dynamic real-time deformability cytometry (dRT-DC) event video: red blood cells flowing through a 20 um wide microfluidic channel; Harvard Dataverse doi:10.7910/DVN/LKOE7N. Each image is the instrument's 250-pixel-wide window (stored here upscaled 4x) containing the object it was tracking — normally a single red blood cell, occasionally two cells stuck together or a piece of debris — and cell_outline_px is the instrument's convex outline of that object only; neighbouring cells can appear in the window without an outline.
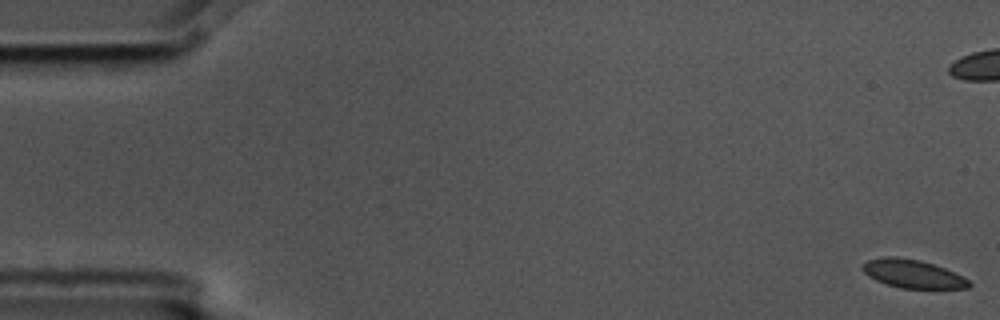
{"species": "common noctule bat (a hibernating species)", "species_latin": "Nyctalus noctula", "temperature_condition": "cold", "stored_images_in_passage": 7, "camera_frame_rate_fps": 3000, "um_per_image_px": 0.085, "animal": {"sex": "male", "body_mass_g": 17.5, "forearm_length_mm": 52.3}, "frame": {"image": 1, "passage_image": 1, "time_ms": 0.0, "image_size_px": [1000, 320], "cell_outline_px": [[972, 284], [968, 288], [900, 288], [876, 280], [868, 276], [864, 272], [864, 264], [868, 260], [888, 256], [896, 256], [920, 260], [944, 268], [968, 280]], "centroid_in_image_um": [77.57, 23.27], "position_along_channel_um": 7.4, "area_um2": 17.17}}
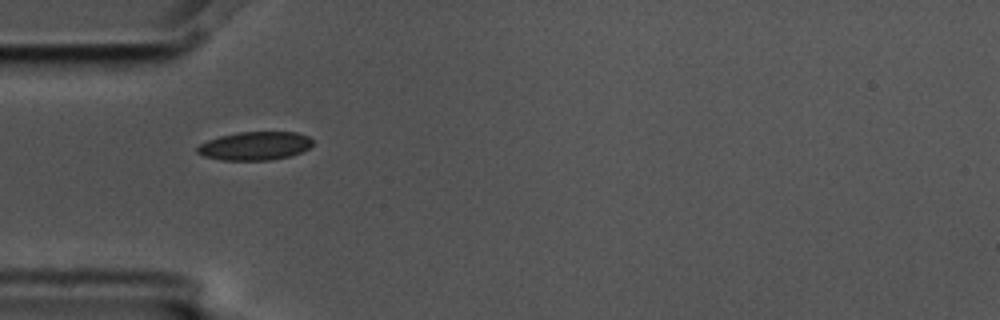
{"frame": {"image": 2, "passage_image": 6, "time_ms": 1.667, "image_size_px": [1000, 320], "cell_outline_px": [[312, 144], [308, 148], [300, 152], [288, 156], [268, 160], [220, 160], [204, 156], [196, 152], [196, 148], [200, 144], [208, 140], [220, 136], [236, 132], [296, 132], [308, 136], [312, 140]], "centroid_in_image_um": [21.63, 12.4], "position_along_channel_um": 63.4, "area_um2": 19.02}}